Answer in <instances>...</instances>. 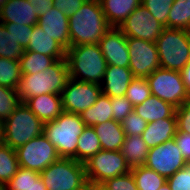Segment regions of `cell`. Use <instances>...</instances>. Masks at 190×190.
I'll use <instances>...</instances> for the list:
<instances>
[{"instance_id":"ac0fdd59","label":"cell","mask_w":190,"mask_h":190,"mask_svg":"<svg viewBox=\"0 0 190 190\" xmlns=\"http://www.w3.org/2000/svg\"><path fill=\"white\" fill-rule=\"evenodd\" d=\"M39 15L27 0H8L0 10V23L37 25Z\"/></svg>"},{"instance_id":"f6af8a7d","label":"cell","mask_w":190,"mask_h":190,"mask_svg":"<svg viewBox=\"0 0 190 190\" xmlns=\"http://www.w3.org/2000/svg\"><path fill=\"white\" fill-rule=\"evenodd\" d=\"M173 139L181 150L183 158L186 162H190V134L177 131Z\"/></svg>"},{"instance_id":"bcb514c9","label":"cell","mask_w":190,"mask_h":190,"mask_svg":"<svg viewBox=\"0 0 190 190\" xmlns=\"http://www.w3.org/2000/svg\"><path fill=\"white\" fill-rule=\"evenodd\" d=\"M34 8V13L41 16L53 7V0H27Z\"/></svg>"},{"instance_id":"60d3db41","label":"cell","mask_w":190,"mask_h":190,"mask_svg":"<svg viewBox=\"0 0 190 190\" xmlns=\"http://www.w3.org/2000/svg\"><path fill=\"white\" fill-rule=\"evenodd\" d=\"M102 185L107 190H138L132 172L107 179Z\"/></svg>"},{"instance_id":"2e32d148","label":"cell","mask_w":190,"mask_h":190,"mask_svg":"<svg viewBox=\"0 0 190 190\" xmlns=\"http://www.w3.org/2000/svg\"><path fill=\"white\" fill-rule=\"evenodd\" d=\"M69 17L56 7L39 16L37 25L60 43L66 50L70 47Z\"/></svg>"},{"instance_id":"1f68e13d","label":"cell","mask_w":190,"mask_h":190,"mask_svg":"<svg viewBox=\"0 0 190 190\" xmlns=\"http://www.w3.org/2000/svg\"><path fill=\"white\" fill-rule=\"evenodd\" d=\"M18 169L16 150L9 145L2 144L0 146V182L8 184Z\"/></svg>"},{"instance_id":"484cf974","label":"cell","mask_w":190,"mask_h":190,"mask_svg":"<svg viewBox=\"0 0 190 190\" xmlns=\"http://www.w3.org/2000/svg\"><path fill=\"white\" fill-rule=\"evenodd\" d=\"M80 116L85 125L91 127L112 120L113 109L111 107V98L101 93L96 103L84 110Z\"/></svg>"},{"instance_id":"74e56055","label":"cell","mask_w":190,"mask_h":190,"mask_svg":"<svg viewBox=\"0 0 190 190\" xmlns=\"http://www.w3.org/2000/svg\"><path fill=\"white\" fill-rule=\"evenodd\" d=\"M125 136H137L142 135L143 131L147 127V122L132 111L121 122Z\"/></svg>"},{"instance_id":"6da1fadb","label":"cell","mask_w":190,"mask_h":190,"mask_svg":"<svg viewBox=\"0 0 190 190\" xmlns=\"http://www.w3.org/2000/svg\"><path fill=\"white\" fill-rule=\"evenodd\" d=\"M70 46L99 44L110 28L100 0H88L69 16Z\"/></svg>"},{"instance_id":"8992f818","label":"cell","mask_w":190,"mask_h":190,"mask_svg":"<svg viewBox=\"0 0 190 190\" xmlns=\"http://www.w3.org/2000/svg\"><path fill=\"white\" fill-rule=\"evenodd\" d=\"M43 131L44 123L22 102L3 121L4 144L13 149H17L31 139L42 135Z\"/></svg>"},{"instance_id":"5b68a950","label":"cell","mask_w":190,"mask_h":190,"mask_svg":"<svg viewBox=\"0 0 190 190\" xmlns=\"http://www.w3.org/2000/svg\"><path fill=\"white\" fill-rule=\"evenodd\" d=\"M155 44L161 68L181 72L190 61V31L165 28Z\"/></svg>"},{"instance_id":"9c48e42d","label":"cell","mask_w":190,"mask_h":190,"mask_svg":"<svg viewBox=\"0 0 190 190\" xmlns=\"http://www.w3.org/2000/svg\"><path fill=\"white\" fill-rule=\"evenodd\" d=\"M87 181L102 184L131 171L121 151L101 150L84 163Z\"/></svg>"},{"instance_id":"d6a6232c","label":"cell","mask_w":190,"mask_h":190,"mask_svg":"<svg viewBox=\"0 0 190 190\" xmlns=\"http://www.w3.org/2000/svg\"><path fill=\"white\" fill-rule=\"evenodd\" d=\"M21 77L19 61L0 57V86L16 90Z\"/></svg>"},{"instance_id":"e575fe53","label":"cell","mask_w":190,"mask_h":190,"mask_svg":"<svg viewBox=\"0 0 190 190\" xmlns=\"http://www.w3.org/2000/svg\"><path fill=\"white\" fill-rule=\"evenodd\" d=\"M133 107L140 105L151 96L146 78L134 77L124 95Z\"/></svg>"},{"instance_id":"f5cc1de1","label":"cell","mask_w":190,"mask_h":190,"mask_svg":"<svg viewBox=\"0 0 190 190\" xmlns=\"http://www.w3.org/2000/svg\"><path fill=\"white\" fill-rule=\"evenodd\" d=\"M0 190H7V184L0 182Z\"/></svg>"},{"instance_id":"5bb4252c","label":"cell","mask_w":190,"mask_h":190,"mask_svg":"<svg viewBox=\"0 0 190 190\" xmlns=\"http://www.w3.org/2000/svg\"><path fill=\"white\" fill-rule=\"evenodd\" d=\"M129 68L134 77L147 78L160 67L158 49L154 42L127 38Z\"/></svg>"},{"instance_id":"83f0119b","label":"cell","mask_w":190,"mask_h":190,"mask_svg":"<svg viewBox=\"0 0 190 190\" xmlns=\"http://www.w3.org/2000/svg\"><path fill=\"white\" fill-rule=\"evenodd\" d=\"M40 173L19 167L17 173L7 184V190H46Z\"/></svg>"},{"instance_id":"7bdbcfd3","label":"cell","mask_w":190,"mask_h":190,"mask_svg":"<svg viewBox=\"0 0 190 190\" xmlns=\"http://www.w3.org/2000/svg\"><path fill=\"white\" fill-rule=\"evenodd\" d=\"M177 131L190 134V99L176 108Z\"/></svg>"},{"instance_id":"cb8c5ba5","label":"cell","mask_w":190,"mask_h":190,"mask_svg":"<svg viewBox=\"0 0 190 190\" xmlns=\"http://www.w3.org/2000/svg\"><path fill=\"white\" fill-rule=\"evenodd\" d=\"M103 150L120 151L125 134L120 122L109 120L93 126Z\"/></svg>"},{"instance_id":"ba28073f","label":"cell","mask_w":190,"mask_h":190,"mask_svg":"<svg viewBox=\"0 0 190 190\" xmlns=\"http://www.w3.org/2000/svg\"><path fill=\"white\" fill-rule=\"evenodd\" d=\"M151 95L178 108L190 99L180 71L159 67L146 78Z\"/></svg>"},{"instance_id":"ffe728a7","label":"cell","mask_w":190,"mask_h":190,"mask_svg":"<svg viewBox=\"0 0 190 190\" xmlns=\"http://www.w3.org/2000/svg\"><path fill=\"white\" fill-rule=\"evenodd\" d=\"M176 132V117L163 118L147 123L146 129L142 133V138L150 149L173 139Z\"/></svg>"},{"instance_id":"7402d4cb","label":"cell","mask_w":190,"mask_h":190,"mask_svg":"<svg viewBox=\"0 0 190 190\" xmlns=\"http://www.w3.org/2000/svg\"><path fill=\"white\" fill-rule=\"evenodd\" d=\"M133 111L147 123L163 118L176 117V107L154 95H151L140 105L135 106Z\"/></svg>"},{"instance_id":"7dc6e473","label":"cell","mask_w":190,"mask_h":190,"mask_svg":"<svg viewBox=\"0 0 190 190\" xmlns=\"http://www.w3.org/2000/svg\"><path fill=\"white\" fill-rule=\"evenodd\" d=\"M183 82L185 84L186 90L190 95V61L188 64L181 70Z\"/></svg>"},{"instance_id":"52a82bcc","label":"cell","mask_w":190,"mask_h":190,"mask_svg":"<svg viewBox=\"0 0 190 190\" xmlns=\"http://www.w3.org/2000/svg\"><path fill=\"white\" fill-rule=\"evenodd\" d=\"M50 190H79L88 183L85 165L73 158L60 157L40 173Z\"/></svg>"},{"instance_id":"9a60e30c","label":"cell","mask_w":190,"mask_h":190,"mask_svg":"<svg viewBox=\"0 0 190 190\" xmlns=\"http://www.w3.org/2000/svg\"><path fill=\"white\" fill-rule=\"evenodd\" d=\"M107 65L129 67L127 38L119 28L110 27L99 42Z\"/></svg>"},{"instance_id":"816d5d0a","label":"cell","mask_w":190,"mask_h":190,"mask_svg":"<svg viewBox=\"0 0 190 190\" xmlns=\"http://www.w3.org/2000/svg\"><path fill=\"white\" fill-rule=\"evenodd\" d=\"M158 190H170V187L168 183L166 182L164 185H162Z\"/></svg>"},{"instance_id":"4fadbf2b","label":"cell","mask_w":190,"mask_h":190,"mask_svg":"<svg viewBox=\"0 0 190 190\" xmlns=\"http://www.w3.org/2000/svg\"><path fill=\"white\" fill-rule=\"evenodd\" d=\"M119 29L126 38H137L156 42L165 26L140 4L120 25Z\"/></svg>"},{"instance_id":"7c38bea8","label":"cell","mask_w":190,"mask_h":190,"mask_svg":"<svg viewBox=\"0 0 190 190\" xmlns=\"http://www.w3.org/2000/svg\"><path fill=\"white\" fill-rule=\"evenodd\" d=\"M186 160L174 139L150 148L144 166L154 170L166 179L179 169H182Z\"/></svg>"},{"instance_id":"d6986e66","label":"cell","mask_w":190,"mask_h":190,"mask_svg":"<svg viewBox=\"0 0 190 190\" xmlns=\"http://www.w3.org/2000/svg\"><path fill=\"white\" fill-rule=\"evenodd\" d=\"M25 104L43 122H50L63 112L61 95L42 94L31 97Z\"/></svg>"},{"instance_id":"30bf717a","label":"cell","mask_w":190,"mask_h":190,"mask_svg":"<svg viewBox=\"0 0 190 190\" xmlns=\"http://www.w3.org/2000/svg\"><path fill=\"white\" fill-rule=\"evenodd\" d=\"M15 150L19 167L39 173L60 158L55 146L44 134L31 139Z\"/></svg>"},{"instance_id":"ee69618b","label":"cell","mask_w":190,"mask_h":190,"mask_svg":"<svg viewBox=\"0 0 190 190\" xmlns=\"http://www.w3.org/2000/svg\"><path fill=\"white\" fill-rule=\"evenodd\" d=\"M84 2L85 0H53V6L69 17L76 13Z\"/></svg>"},{"instance_id":"277c9868","label":"cell","mask_w":190,"mask_h":190,"mask_svg":"<svg viewBox=\"0 0 190 190\" xmlns=\"http://www.w3.org/2000/svg\"><path fill=\"white\" fill-rule=\"evenodd\" d=\"M85 127L80 114L63 111L55 120L44 123L43 134L55 146L60 157L76 160L79 136Z\"/></svg>"},{"instance_id":"f35d334b","label":"cell","mask_w":190,"mask_h":190,"mask_svg":"<svg viewBox=\"0 0 190 190\" xmlns=\"http://www.w3.org/2000/svg\"><path fill=\"white\" fill-rule=\"evenodd\" d=\"M7 31L12 34L15 41L26 50L31 39L33 26L20 25L15 23H1Z\"/></svg>"},{"instance_id":"8d00e7d4","label":"cell","mask_w":190,"mask_h":190,"mask_svg":"<svg viewBox=\"0 0 190 190\" xmlns=\"http://www.w3.org/2000/svg\"><path fill=\"white\" fill-rule=\"evenodd\" d=\"M174 0H141V4L155 17V19L168 28V14Z\"/></svg>"},{"instance_id":"b9f144b4","label":"cell","mask_w":190,"mask_h":190,"mask_svg":"<svg viewBox=\"0 0 190 190\" xmlns=\"http://www.w3.org/2000/svg\"><path fill=\"white\" fill-rule=\"evenodd\" d=\"M111 107L113 120L117 122H121L134 110L131 102L125 96L111 98Z\"/></svg>"},{"instance_id":"3957f363","label":"cell","mask_w":190,"mask_h":190,"mask_svg":"<svg viewBox=\"0 0 190 190\" xmlns=\"http://www.w3.org/2000/svg\"><path fill=\"white\" fill-rule=\"evenodd\" d=\"M65 58L70 78L99 85L103 83L107 63L99 44L70 46Z\"/></svg>"},{"instance_id":"db71d44e","label":"cell","mask_w":190,"mask_h":190,"mask_svg":"<svg viewBox=\"0 0 190 190\" xmlns=\"http://www.w3.org/2000/svg\"><path fill=\"white\" fill-rule=\"evenodd\" d=\"M8 0H0V10L4 4H6Z\"/></svg>"},{"instance_id":"f1b7e54d","label":"cell","mask_w":190,"mask_h":190,"mask_svg":"<svg viewBox=\"0 0 190 190\" xmlns=\"http://www.w3.org/2000/svg\"><path fill=\"white\" fill-rule=\"evenodd\" d=\"M56 60L34 51L25 50L19 58L21 74H36L48 69Z\"/></svg>"},{"instance_id":"ab89813d","label":"cell","mask_w":190,"mask_h":190,"mask_svg":"<svg viewBox=\"0 0 190 190\" xmlns=\"http://www.w3.org/2000/svg\"><path fill=\"white\" fill-rule=\"evenodd\" d=\"M166 182L170 190H190V162L168 177Z\"/></svg>"},{"instance_id":"681fc988","label":"cell","mask_w":190,"mask_h":190,"mask_svg":"<svg viewBox=\"0 0 190 190\" xmlns=\"http://www.w3.org/2000/svg\"><path fill=\"white\" fill-rule=\"evenodd\" d=\"M93 190H107L102 184L93 183Z\"/></svg>"},{"instance_id":"d590c367","label":"cell","mask_w":190,"mask_h":190,"mask_svg":"<svg viewBox=\"0 0 190 190\" xmlns=\"http://www.w3.org/2000/svg\"><path fill=\"white\" fill-rule=\"evenodd\" d=\"M20 103L21 100L15 89L0 86V121L6 120Z\"/></svg>"},{"instance_id":"e0dca14e","label":"cell","mask_w":190,"mask_h":190,"mask_svg":"<svg viewBox=\"0 0 190 190\" xmlns=\"http://www.w3.org/2000/svg\"><path fill=\"white\" fill-rule=\"evenodd\" d=\"M133 78L129 67L107 65L102 80L105 82L100 84L102 94L110 98L124 96Z\"/></svg>"},{"instance_id":"d4e9b609","label":"cell","mask_w":190,"mask_h":190,"mask_svg":"<svg viewBox=\"0 0 190 190\" xmlns=\"http://www.w3.org/2000/svg\"><path fill=\"white\" fill-rule=\"evenodd\" d=\"M121 153L130 169L144 165L149 152V147L142 138V135L125 136L121 147Z\"/></svg>"},{"instance_id":"8fae6325","label":"cell","mask_w":190,"mask_h":190,"mask_svg":"<svg viewBox=\"0 0 190 190\" xmlns=\"http://www.w3.org/2000/svg\"><path fill=\"white\" fill-rule=\"evenodd\" d=\"M101 93L99 84L79 81L69 77L65 88L61 92L63 111L81 114L96 103Z\"/></svg>"},{"instance_id":"4316f807","label":"cell","mask_w":190,"mask_h":190,"mask_svg":"<svg viewBox=\"0 0 190 190\" xmlns=\"http://www.w3.org/2000/svg\"><path fill=\"white\" fill-rule=\"evenodd\" d=\"M101 150L100 140L94 128L91 126H86L79 136L76 161L84 164Z\"/></svg>"},{"instance_id":"4dcf8cb0","label":"cell","mask_w":190,"mask_h":190,"mask_svg":"<svg viewBox=\"0 0 190 190\" xmlns=\"http://www.w3.org/2000/svg\"><path fill=\"white\" fill-rule=\"evenodd\" d=\"M168 28L190 31V0H174L168 14Z\"/></svg>"},{"instance_id":"603a6c76","label":"cell","mask_w":190,"mask_h":190,"mask_svg":"<svg viewBox=\"0 0 190 190\" xmlns=\"http://www.w3.org/2000/svg\"><path fill=\"white\" fill-rule=\"evenodd\" d=\"M100 3L109 26L119 28L141 0H100Z\"/></svg>"},{"instance_id":"f907efd6","label":"cell","mask_w":190,"mask_h":190,"mask_svg":"<svg viewBox=\"0 0 190 190\" xmlns=\"http://www.w3.org/2000/svg\"><path fill=\"white\" fill-rule=\"evenodd\" d=\"M79 190H93V183H87L86 185H84L81 189Z\"/></svg>"},{"instance_id":"836d02e7","label":"cell","mask_w":190,"mask_h":190,"mask_svg":"<svg viewBox=\"0 0 190 190\" xmlns=\"http://www.w3.org/2000/svg\"><path fill=\"white\" fill-rule=\"evenodd\" d=\"M24 51L25 50L15 41L12 34L0 23V57L19 61Z\"/></svg>"},{"instance_id":"c3c4849f","label":"cell","mask_w":190,"mask_h":190,"mask_svg":"<svg viewBox=\"0 0 190 190\" xmlns=\"http://www.w3.org/2000/svg\"><path fill=\"white\" fill-rule=\"evenodd\" d=\"M4 144L3 121H0V146Z\"/></svg>"},{"instance_id":"44dd1931","label":"cell","mask_w":190,"mask_h":190,"mask_svg":"<svg viewBox=\"0 0 190 190\" xmlns=\"http://www.w3.org/2000/svg\"><path fill=\"white\" fill-rule=\"evenodd\" d=\"M26 50L51 56L55 60L63 59L66 56V49L43 32L38 25H34L32 28L31 39Z\"/></svg>"},{"instance_id":"f546056e","label":"cell","mask_w":190,"mask_h":190,"mask_svg":"<svg viewBox=\"0 0 190 190\" xmlns=\"http://www.w3.org/2000/svg\"><path fill=\"white\" fill-rule=\"evenodd\" d=\"M138 190H158L166 183V178L144 165L131 169Z\"/></svg>"},{"instance_id":"7a4b0ae2","label":"cell","mask_w":190,"mask_h":190,"mask_svg":"<svg viewBox=\"0 0 190 190\" xmlns=\"http://www.w3.org/2000/svg\"><path fill=\"white\" fill-rule=\"evenodd\" d=\"M68 79V65L66 58H63L40 73L22 74L16 91L22 103L42 94L61 95Z\"/></svg>"}]
</instances>
